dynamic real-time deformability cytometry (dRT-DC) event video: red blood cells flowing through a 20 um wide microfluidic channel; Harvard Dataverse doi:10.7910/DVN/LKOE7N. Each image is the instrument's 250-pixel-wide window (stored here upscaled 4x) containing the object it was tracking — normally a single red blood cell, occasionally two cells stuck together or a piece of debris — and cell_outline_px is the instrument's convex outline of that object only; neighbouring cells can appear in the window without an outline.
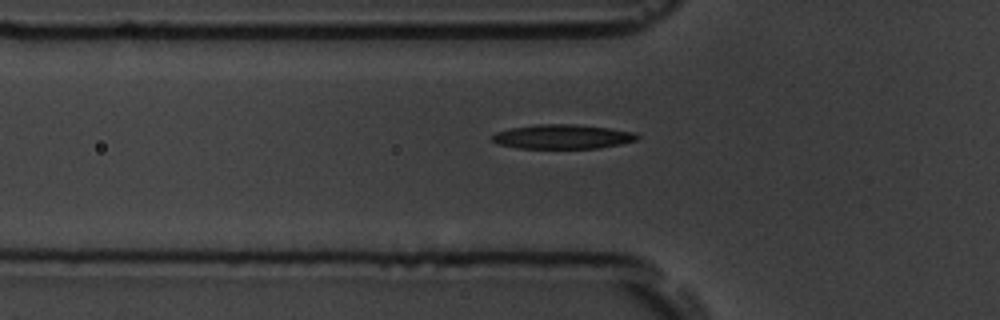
{"species": "common noctule bat (a hibernating species)", "species_latin": "Nyctalus noctula", "temperature_condition": "room temperature", "stored_images_in_passage": 8, "segment_of_instrument_passage": [2, 2], "camera_frame_rate_fps": 3000, "um_per_image_px": 0.085, "animal": {"sex": "male", "body_mass_g": 19.5, "forearm_length_mm": 54.6}, "frame": {"image": 1, "passage_image": 8, "time_ms": 8.0, "image_size_px": [1000, 320], "cell_outline_px": [[640, 136], [636, 140], [620, 144], [600, 148], [520, 148], [500, 144], [492, 140], [492, 136], [496, 132], [512, 128], [536, 124], [576, 124], [608, 128], [636, 132]], "centroid_in_image_um": [47.86, 11.61], "position_along_channel_um": 77.9, "area_um2": 20.46}}